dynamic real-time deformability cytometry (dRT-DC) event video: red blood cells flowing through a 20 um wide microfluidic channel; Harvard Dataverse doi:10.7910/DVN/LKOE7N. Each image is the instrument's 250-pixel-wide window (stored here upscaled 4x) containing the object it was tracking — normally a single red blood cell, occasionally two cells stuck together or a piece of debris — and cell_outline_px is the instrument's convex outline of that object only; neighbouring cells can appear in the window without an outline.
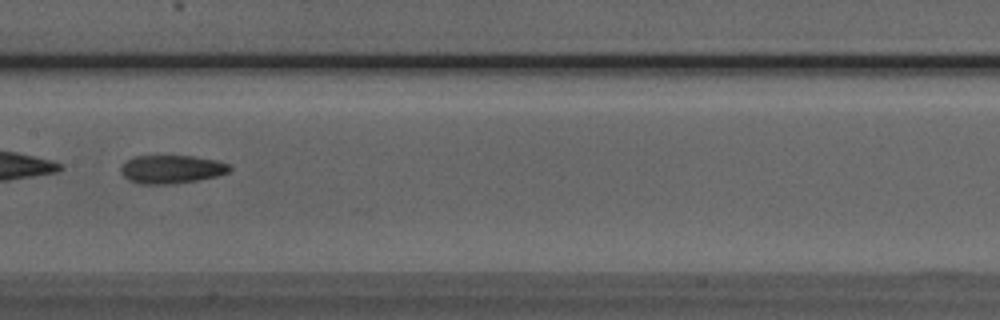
{"species": "Egyptian fruit bat (a non-hibernating species)", "species_latin": "Rousettus aegyptiacus", "temperature_condition": "room temperature", "stored_images_in_passage": 35, "camera_frame_rate_fps": 3000, "um_per_image_px": 0.085, "animal": {"sex": "male"}, "frame": {"image": 1, "passage_image": 11, "time_ms": 3.333, "image_size_px": [1000, 320], "cell_outline_px": [[232, 168], [228, 172], [216, 176], [200, 180], [172, 184], [140, 184], [128, 180], [120, 172], [120, 168], [128, 160], [136, 156], [192, 156], [216, 160], [228, 164]], "centroid_in_image_um": [14.58, 14.4], "position_along_channel_um": 192.8, "area_um2": 17.92}}
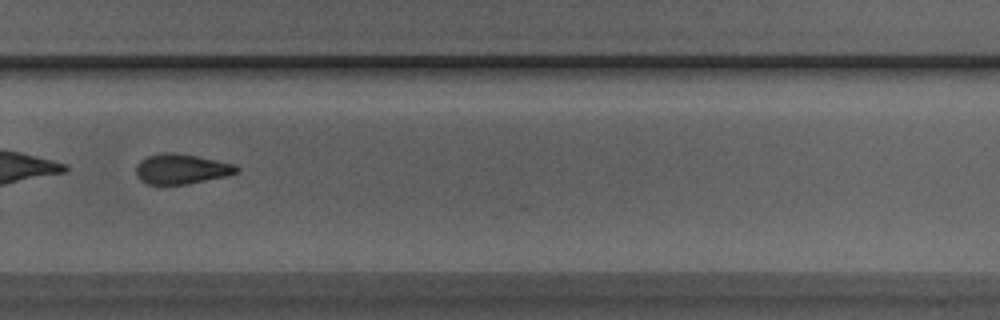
{"frame": {"image": 2, "passage_image": 20, "time_ms": 6.333, "image_size_px": [1000, 320], "cell_outline_px": [[240, 172], [228, 176], [188, 184], [148, 184], [140, 180], [136, 176], [136, 164], [140, 160], [148, 156], [160, 152], [172, 152], [196, 156], [236, 164], [240, 168]], "centroid_in_image_um": [15.44, 14.36], "position_along_channel_um": 314.4, "area_um2": 17.86}, "authors_computed_cell_mechanics": {"area_um2": 18.9006, "velocity_mm_per_s": 4.0636, "shape_relaxation_time_tau1_ms": 11.1466, "shape_relaxation_time_tau2_ms": 3.7858, "deformation_change_tau1": 0.2062, "deformation_change_tau2": 0.1158}}